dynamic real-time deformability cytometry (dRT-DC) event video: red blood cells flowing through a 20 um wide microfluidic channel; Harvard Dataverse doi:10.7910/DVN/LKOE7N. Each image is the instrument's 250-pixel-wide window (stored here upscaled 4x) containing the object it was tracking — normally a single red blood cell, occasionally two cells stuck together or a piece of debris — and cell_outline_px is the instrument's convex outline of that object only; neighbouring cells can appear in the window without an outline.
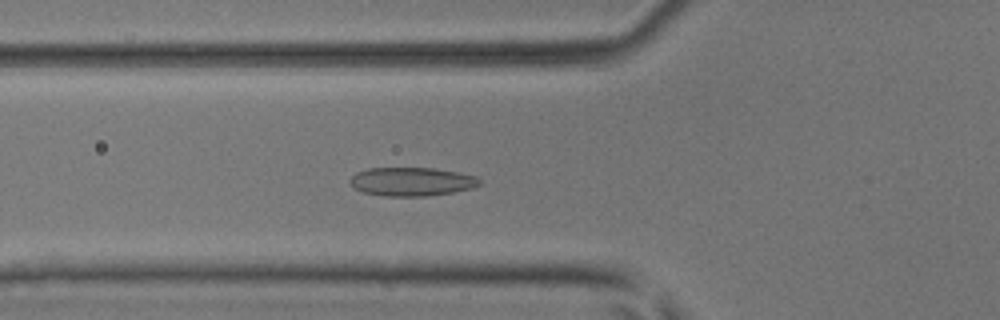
{"species": "common noctule bat (a hibernating species)", "species_latin": "Nyctalus noctula", "temperature_condition": "room temperature", "stored_images_in_passage": 44, "camera_frame_rate_fps": 3000, "um_per_image_px": 0.085, "animal": {"sex": "male", "body_mass_g": 17.9, "forearm_length_mm": 54.2}, "frame": {"image": 1, "passage_image": 19, "time_ms": 6.0, "image_size_px": [1000, 320], "cell_outline_px": [[480, 184], [472, 188], [452, 192], [428, 196], [388, 196], [364, 192], [352, 188], [348, 184], [348, 180], [356, 172], [368, 168], [432, 168], [460, 172], [476, 176], [480, 180]], "centroid_in_image_um": [34.96, 15.43], "position_along_channel_um": 90.8, "area_um2": 21.73}}
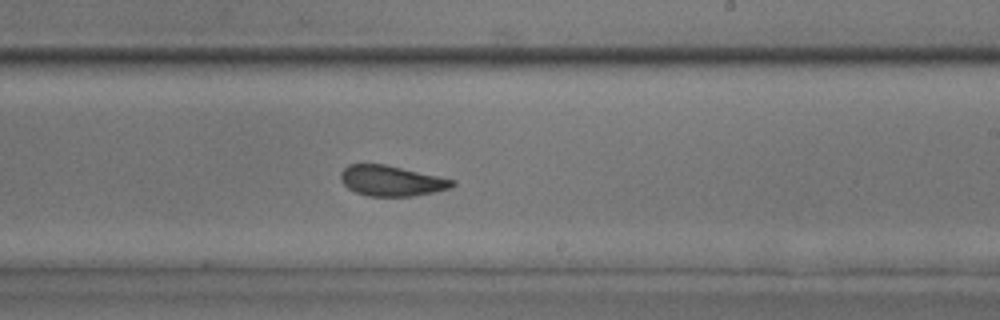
{"frame": {"image": 2, "passage_image": 31, "time_ms": 10.0, "image_size_px": [1000, 320], "cell_outline_px": [[456, 184], [452, 188], [412, 196], [368, 196], [356, 192], [348, 188], [340, 180], [340, 172], [348, 164], [384, 164], [456, 180]], "centroid_in_image_um": [33.26, 15.36], "position_along_channel_um": 255.7, "area_um2": 19.77}}
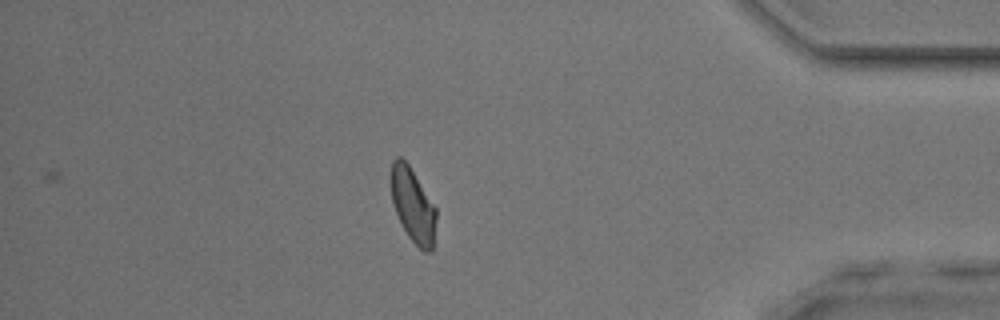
{"frame": {"image": 3, "passage_image": 44, "time_ms": 14.333, "image_size_px": [1000, 320], "cell_outline_px": [[436, 220], [432, 252], [424, 252], [408, 236], [396, 212], [392, 200], [388, 180], [388, 176], [392, 160], [396, 156], [400, 156], [408, 164], [436, 208]], "centroid_in_image_um": [35.05, 17.39], "position_along_channel_um": 400.1, "area_um2": 19.65}, "authors_computed_cell_mechanics": {"area_um2": 21.0103, "velocity_mm_per_s": 4.1396, "shape_relaxation_time_tau1_ms": 4.1773, "shape_relaxation_time_tau2_ms": 1.449, "deformation_change_tau1": 0.1109, "deformation_change_tau2": 0.0856}}